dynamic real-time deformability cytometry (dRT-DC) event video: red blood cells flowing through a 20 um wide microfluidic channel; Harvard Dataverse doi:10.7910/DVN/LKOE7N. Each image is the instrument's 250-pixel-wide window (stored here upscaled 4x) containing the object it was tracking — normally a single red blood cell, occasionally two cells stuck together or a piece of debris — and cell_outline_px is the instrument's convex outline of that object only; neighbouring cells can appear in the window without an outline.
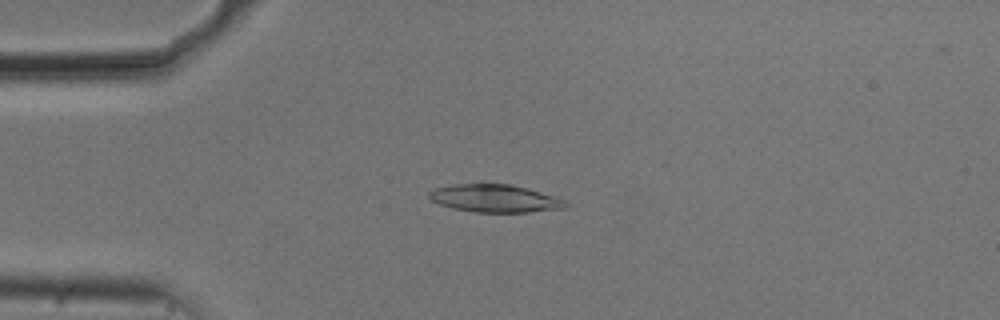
{"species": "common noctule bat (a hibernating species)", "species_latin": "Nyctalus noctula", "temperature_condition": "cold", "stored_images_in_passage": 34, "camera_frame_rate_fps": 3000, "um_per_image_px": 0.085, "animal": {"sex": "male", "body_mass_g": 20.5, "forearm_length_mm": 52.5}, "frame": {"image": 1, "passage_image": 13, "time_ms": 4.0, "image_size_px": [1000, 320], "cell_outline_px": [[568, 204], [564, 208], [528, 212], [472, 212], [452, 208], [440, 204], [432, 200], [428, 196], [428, 192], [436, 188], [452, 184], [512, 184], [540, 192], [564, 200]], "centroid_in_image_um": [42.02, 16.86], "position_along_channel_um": 43.0, "area_um2": 21.85}}
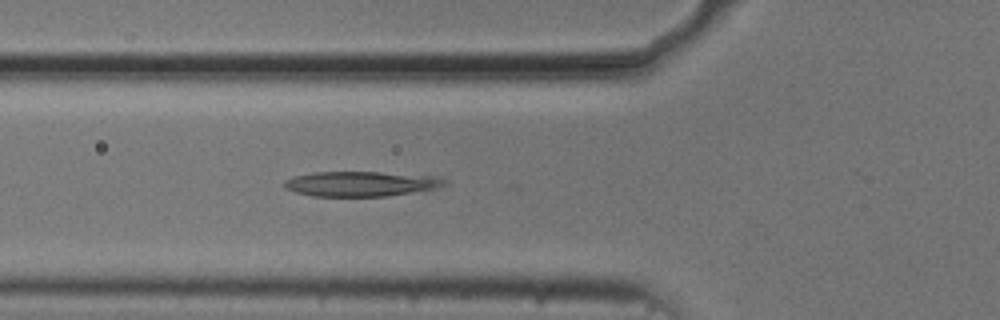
{"frame": {"image": 2, "passage_image": 19, "time_ms": 6.0, "image_size_px": [1000, 320], "cell_outline_px": [[448, 184], [432, 188], [388, 196], [312, 196], [296, 192], [284, 188], [284, 180], [296, 176], [312, 172], [380, 172], [440, 176], [448, 180]], "centroid_in_image_um": [30.69, 15.61], "position_along_channel_um": 95.1, "area_um2": 23.29}}